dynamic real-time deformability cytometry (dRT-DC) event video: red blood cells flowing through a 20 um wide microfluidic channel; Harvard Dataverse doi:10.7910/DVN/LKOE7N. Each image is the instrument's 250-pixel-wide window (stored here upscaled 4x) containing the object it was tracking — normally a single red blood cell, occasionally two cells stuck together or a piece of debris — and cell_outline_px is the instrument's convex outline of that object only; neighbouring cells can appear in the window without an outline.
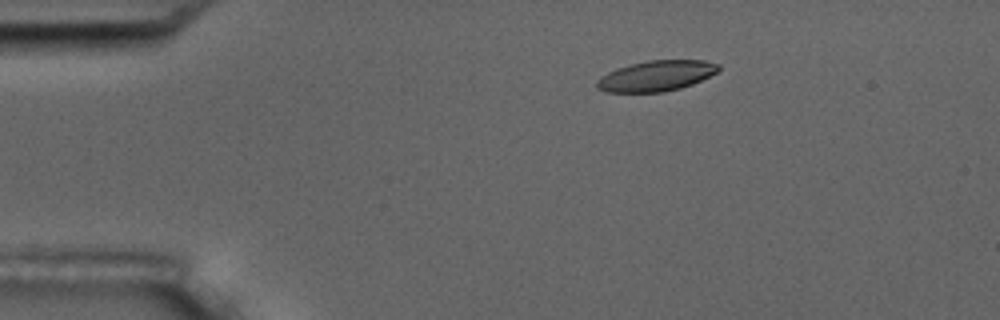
{"species": "common noctule bat (a hibernating species)", "species_latin": "Nyctalus noctula", "temperature_condition": "room temperature", "stored_images_in_passage": 6, "camera_frame_rate_fps": 3000, "um_per_image_px": 0.085, "animal": {"sex": "male", "body_mass_g": 17.5, "forearm_length_mm": 52.3}, "frame": {"image": 1, "passage_image": 4, "time_ms": 3.333, "image_size_px": [1000, 320], "cell_outline_px": [[720, 68], [716, 72], [692, 84], [680, 88], [664, 92], [608, 92], [596, 88], [596, 80], [600, 76], [616, 68], [648, 60], [704, 60], [720, 64]], "centroid_in_image_um": [55.75, 6.45], "position_along_channel_um": 29.2, "area_um2": 21.62}}
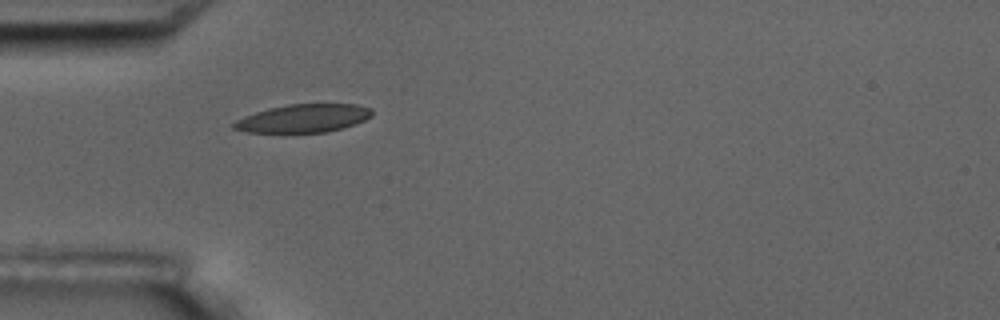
{"frame": {"image": 2, "passage_image": 6, "time_ms": 5.667, "image_size_px": [1000, 320], "cell_outline_px": [[372, 116], [356, 124], [324, 132], [248, 132], [232, 128], [232, 124], [236, 120], [244, 116], [268, 108], [288, 104], [356, 104], [372, 108]], "centroid_in_image_um": [25.79, 10.05], "position_along_channel_um": 59.2, "area_um2": 22.54}}